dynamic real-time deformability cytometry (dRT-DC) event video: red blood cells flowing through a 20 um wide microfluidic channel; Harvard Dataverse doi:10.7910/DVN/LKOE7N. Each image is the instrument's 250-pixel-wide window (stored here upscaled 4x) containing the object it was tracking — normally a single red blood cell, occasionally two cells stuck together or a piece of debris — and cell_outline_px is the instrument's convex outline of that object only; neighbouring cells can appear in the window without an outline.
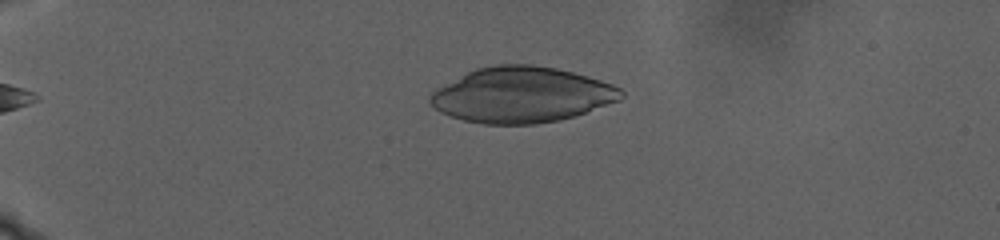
{"species": "human", "species_latin": "Homo sapiens", "temperature_condition": "warm", "stored_images_in_passage": 61, "segment_of_instrument_passage": [1, 3], "camera_frame_rate_fps": 3000, "um_per_image_px": 0.085, "donor": {"sex": "male"}, "frame": {"image": 1, "passage_image": 3, "time_ms": 0.667, "image_size_px": [1000, 240], "cell_outline_px": [[616, 88], [612, 100], [580, 112], [568, 116], [552, 120], [516, 124], [500, 124], [472, 120], [456, 116], [448, 88], [472, 72], [484, 68], [548, 68], [568, 72]], "centroid_in_image_um": [44.65, 8.09], "position_along_channel_um": 40.4, "area_um2": 51.79}}